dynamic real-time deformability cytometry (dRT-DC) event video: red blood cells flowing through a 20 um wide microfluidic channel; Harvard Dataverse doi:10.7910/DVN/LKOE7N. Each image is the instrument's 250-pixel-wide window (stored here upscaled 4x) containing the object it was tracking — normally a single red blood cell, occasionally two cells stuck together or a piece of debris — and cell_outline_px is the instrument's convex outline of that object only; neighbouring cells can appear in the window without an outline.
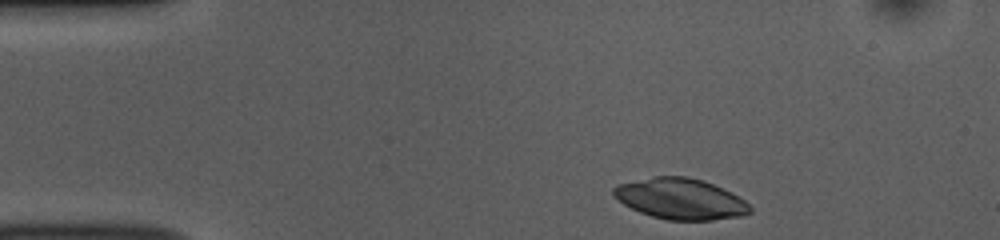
{"species": "common noctule bat (a hibernating species)", "species_latin": "Nyctalus noctula", "temperature_condition": "room temperature", "stored_images_in_passage": 9, "camera_frame_rate_fps": 3000, "um_per_image_px": 0.085, "animal": {"sex": "female", "body_mass_g": 10.0, "forearm_length_mm": 53.1}, "frame": {"image": 1, "passage_image": 1, "time_ms": 0.0, "image_size_px": [1000, 240], "cell_outline_px": [[752, 212], [744, 216], [712, 220], [668, 220], [652, 216], [640, 212], [624, 204], [612, 196], [612, 188], [616, 184], [652, 176], [688, 176], [704, 180], [732, 192], [744, 200], [752, 208]], "centroid_in_image_um": [57.84, 16.89], "position_along_channel_um": 27.2, "area_um2": 32.89}}